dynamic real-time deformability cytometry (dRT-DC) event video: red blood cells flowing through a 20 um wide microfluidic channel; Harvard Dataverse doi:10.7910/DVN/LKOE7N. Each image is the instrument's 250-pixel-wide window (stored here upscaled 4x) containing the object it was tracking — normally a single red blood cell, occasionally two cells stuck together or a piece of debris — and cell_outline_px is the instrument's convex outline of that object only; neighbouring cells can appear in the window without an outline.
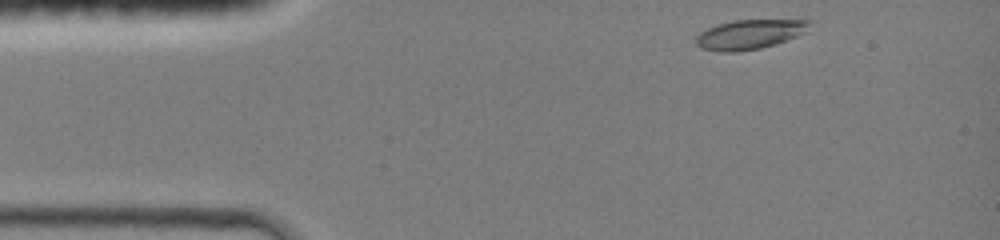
{"species": "common noctule bat (a hibernating species)", "species_latin": "Nyctalus noctula", "temperature_condition": "room temperature", "stored_images_in_passage": 35, "camera_frame_rate_fps": 3000, "um_per_image_px": 0.085, "animal": {"sex": "female", "body_mass_g": 19.0, "forearm_length_mm": 51.5}, "frame": {"image": 1, "passage_image": 1, "time_ms": 0.0, "image_size_px": [1000, 240], "cell_outline_px": [[816, 20], [808, 32], [760, 48], [736, 52], [720, 52], [700, 48], [696, 44], [696, 36], [700, 32], [716, 24], [732, 20]], "centroid_in_image_um": [63.74, 2.91], "position_along_channel_um": 21.3, "area_um2": 19.71}}
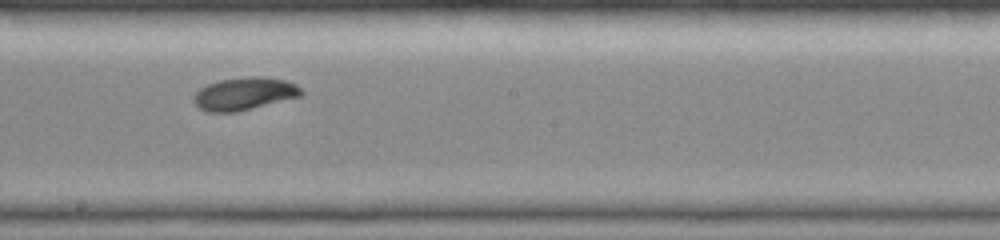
{"frame": {"image": 2, "passage_image": 20, "time_ms": 6.333, "image_size_px": [1000, 240], "cell_outline_px": [[304, 92], [300, 96], [236, 112], [204, 112], [192, 100], [196, 92], [200, 88], [208, 84], [220, 80], [248, 76], [252, 76], [288, 80], [296, 84]], "centroid_in_image_um": [20.75, 7.97], "position_along_channel_um": 227.4, "area_um2": 20.35}}
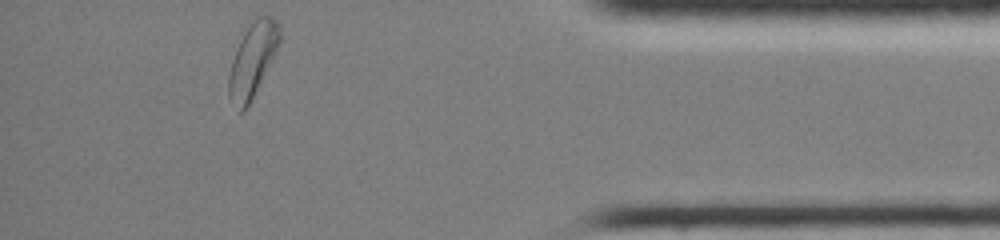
{"frame": {"image": 3, "passage_image": 35, "time_ms": 11.333, "image_size_px": [1000, 240], "cell_outline_px": [[280, 40], [252, 100], [240, 112], [228, 96], [228, 76], [232, 60], [240, 40], [244, 32], [256, 12], [272, 16], [276, 20], [280, 28]], "centroid_in_image_um": [21.46, 5.0], "position_along_channel_um": 413.7, "area_um2": 21.73}, "authors_computed_cell_mechanics": {"area_um2": 19.9988, "velocity_mm_per_s": 4.2884, "shape_relaxation_time_tau1_ms": 2.7526, "shape_relaxation_time_tau2_ms": null, "deformation_change_tau1": 0.1497, "deformation_change_tau2": null}}